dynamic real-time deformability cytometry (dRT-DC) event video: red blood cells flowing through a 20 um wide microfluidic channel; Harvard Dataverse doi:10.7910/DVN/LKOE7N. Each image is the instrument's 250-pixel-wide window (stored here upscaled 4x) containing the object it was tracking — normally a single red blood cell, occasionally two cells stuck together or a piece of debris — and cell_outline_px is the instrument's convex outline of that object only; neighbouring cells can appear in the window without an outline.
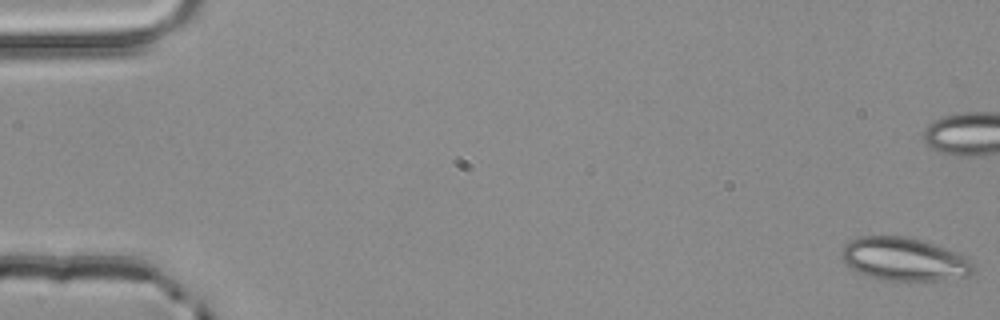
{"species": "common noctule bat (a hibernating species)", "species_latin": "Nyctalus noctula", "temperature_condition": "room temperature", "stored_images_in_passage": 5, "camera_frame_rate_fps": 3000, "um_per_image_px": 0.085, "animal": {"sex": "male", "body_mass_g": 20.4}, "frame": {"image": 1, "passage_image": 1, "time_ms": 0.0, "image_size_px": [1000, 320], "cell_outline_px": [[976, 272], [968, 276], [924, 284], [908, 284], [884, 280], [868, 276], [856, 272], [840, 256], [840, 252], [844, 244], [860, 236], [908, 236], [968, 256], [972, 260], [976, 268]], "centroid_in_image_um": [76.93, 22.1], "position_along_channel_um": 8.1, "area_um2": 34.51}}
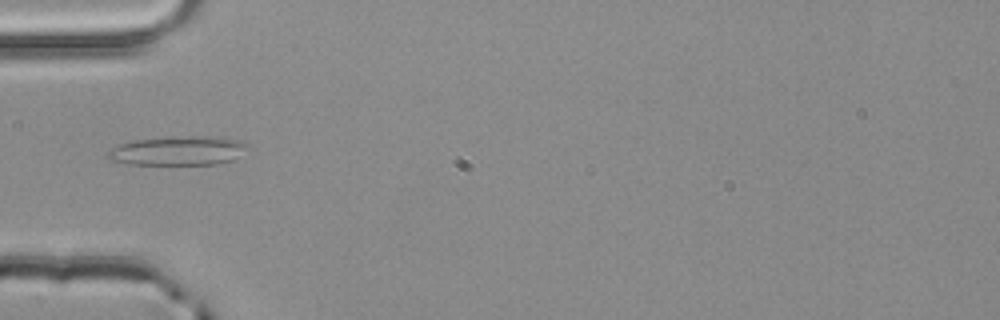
{"frame": {"image": 2, "passage_image": 5, "time_ms": 1.333, "image_size_px": [1000, 320], "cell_outline_px": [[252, 148], [232, 160], [216, 164], [128, 164], [108, 160], [104, 156], [112, 148], [120, 144], [136, 140], [188, 136], [200, 136], [236, 140], [248, 144]], "centroid_in_image_um": [15.13, 12.83], "position_along_channel_um": 69.9, "area_um2": 23.52}}